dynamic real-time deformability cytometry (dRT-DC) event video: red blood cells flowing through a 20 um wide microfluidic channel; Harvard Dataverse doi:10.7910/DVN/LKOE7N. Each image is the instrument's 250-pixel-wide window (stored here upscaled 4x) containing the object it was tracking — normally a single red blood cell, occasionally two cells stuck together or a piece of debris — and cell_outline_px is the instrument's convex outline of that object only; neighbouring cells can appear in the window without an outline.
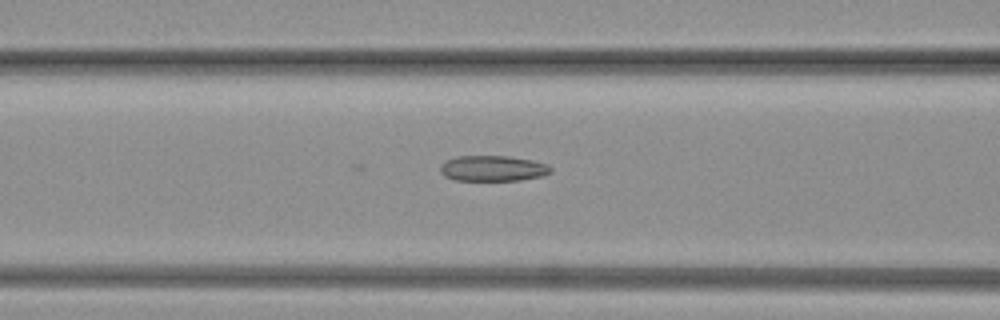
{"species": "common noctule bat (a hibernating species)", "species_latin": "Nyctalus noctula", "temperature_condition": "warm", "stored_images_in_passage": 31, "camera_frame_rate_fps": 3000, "um_per_image_px": 0.085, "animal": {"sex": "female", "body_mass_g": 19.3, "forearm_length_mm": 54.1}, "frame": {"image": 1, "passage_image": 6, "time_ms": 1.667, "image_size_px": [1000, 320], "cell_outline_px": [[552, 172], [540, 176], [520, 180], [456, 180], [444, 176], [440, 172], [440, 164], [456, 156], [508, 156], [532, 160], [548, 164], [552, 168]], "centroid_in_image_um": [41.89, 14.31], "position_along_channel_um": 124.7, "area_um2": 16.47}}
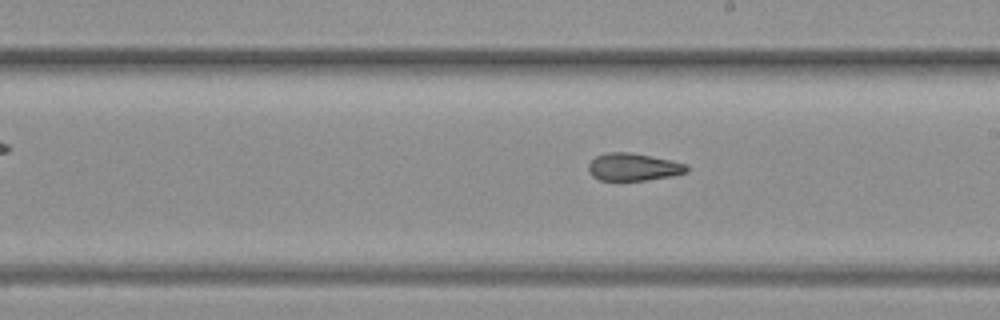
{"frame": {"image": 2, "passage_image": 19, "time_ms": 6.0, "image_size_px": [1000, 320], "cell_outline_px": [[688, 172], [672, 176], [644, 180], [600, 180], [592, 176], [588, 172], [588, 164], [596, 156], [608, 152], [628, 152], [688, 164]], "centroid_in_image_um": [53.81, 14.2], "position_along_channel_um": 235.2, "area_um2": 15.61}}
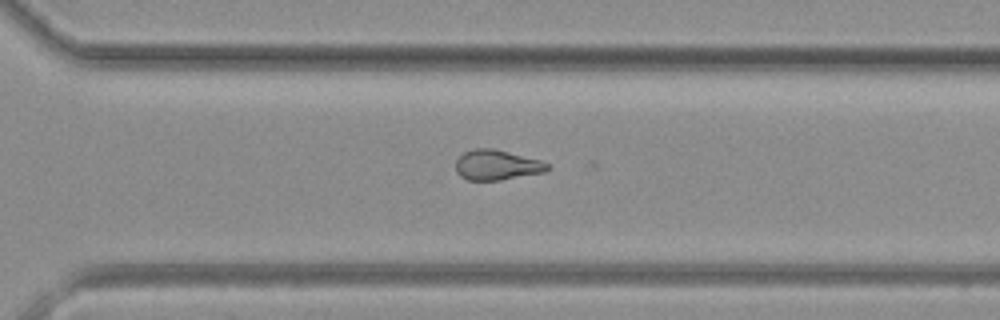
{"frame": {"image": 3, "passage_image": 30, "time_ms": 9.667, "image_size_px": [1000, 320], "cell_outline_px": [[548, 168], [544, 172], [500, 180], [468, 180], [460, 176], [456, 172], [456, 160], [464, 152], [472, 148], [492, 148], [540, 160], [548, 164]], "centroid_in_image_um": [42.18, 14.02], "position_along_channel_um": 328.4, "area_um2": 15.95}}